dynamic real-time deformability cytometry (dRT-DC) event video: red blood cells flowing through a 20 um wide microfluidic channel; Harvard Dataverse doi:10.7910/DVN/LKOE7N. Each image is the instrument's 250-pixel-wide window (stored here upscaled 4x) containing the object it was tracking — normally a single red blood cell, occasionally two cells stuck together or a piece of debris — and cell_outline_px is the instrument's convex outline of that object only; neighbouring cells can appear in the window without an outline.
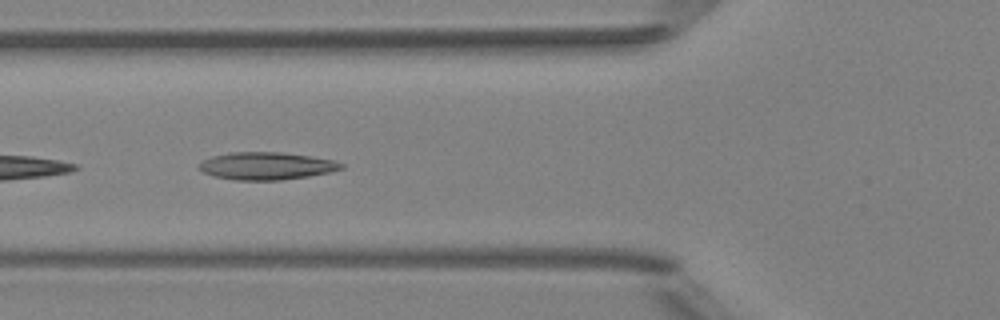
{"species": "Egyptian fruit bat (a non-hibernating species)", "species_latin": "Rousettus aegyptiacus", "temperature_condition": "room temperature", "stored_images_in_passage": 7, "camera_frame_rate_fps": 3000, "um_per_image_px": 0.085, "animal": {"sex": "female"}, "frame": {"image": 1, "passage_image": 5, "time_ms": 1.333, "image_size_px": [1000, 320], "cell_outline_px": [[344, 168], [328, 172], [308, 176], [280, 180], [232, 180], [212, 176], [196, 168], [196, 164], [212, 156], [232, 152], [280, 152], [336, 160], [344, 164]], "centroid_in_image_um": [22.6, 14.1], "position_along_channel_um": 103.2, "area_um2": 22.89}}
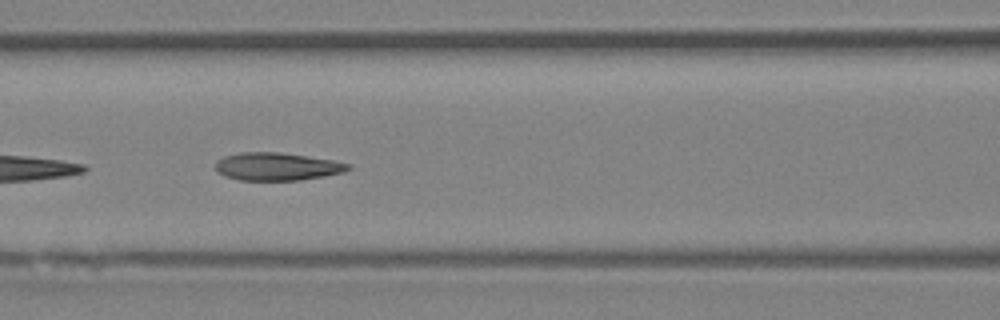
{"frame": {"image": 2, "passage_image": 6, "time_ms": 1.667, "image_size_px": [1000, 320], "cell_outline_px": [[352, 168], [344, 172], [324, 176], [300, 180], [240, 180], [224, 176], [216, 172], [216, 160], [224, 156], [240, 152], [280, 152], [308, 156], [332, 160], [352, 164]], "centroid_in_image_um": [23.54, 14.15], "position_along_channel_um": 143.1, "area_um2": 21.68}}
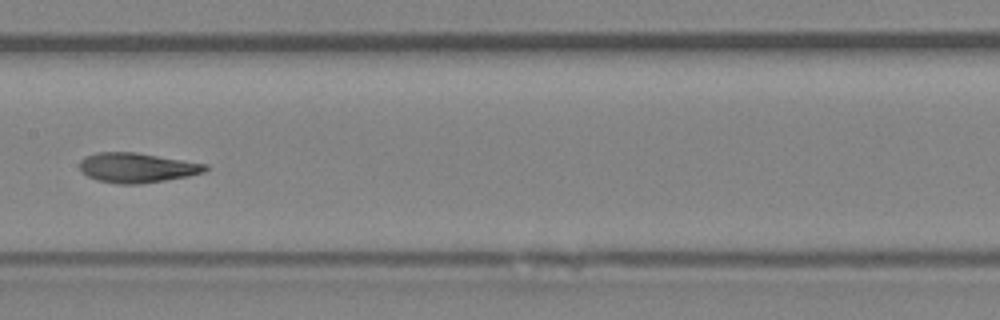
{"frame": {"image": 3, "passage_image": 7, "time_ms": 2.0, "image_size_px": [1000, 320], "cell_outline_px": [[208, 168], [204, 172], [188, 176], [164, 180], [136, 184], [120, 184], [96, 180], [88, 176], [80, 168], [80, 160], [84, 156], [96, 152], [136, 152], [208, 164]], "centroid_in_image_um": [11.63, 14.24], "position_along_channel_um": 195.8, "area_um2": 21.73}}